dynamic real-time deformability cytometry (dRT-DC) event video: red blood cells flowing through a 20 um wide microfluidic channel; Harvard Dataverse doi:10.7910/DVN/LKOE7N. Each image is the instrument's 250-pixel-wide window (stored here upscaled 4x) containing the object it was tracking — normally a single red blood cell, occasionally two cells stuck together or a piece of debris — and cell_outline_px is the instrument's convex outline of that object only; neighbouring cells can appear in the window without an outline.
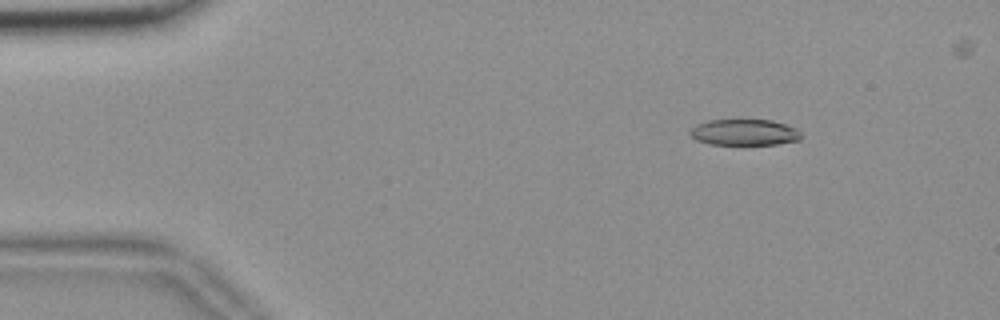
{"species": "common noctule bat (a hibernating species)", "species_latin": "Nyctalus noctula", "temperature_condition": "room temperature", "stored_images_in_passage": 52, "camera_frame_rate_fps": 3000, "um_per_image_px": 0.085, "animal": {"sex": "female", "body_mass_g": 18.4}, "frame": {"image": 1, "passage_image": 8, "time_ms": 2.333, "image_size_px": [1000, 320], "cell_outline_px": [[800, 140], [776, 144], [708, 144], [696, 140], [688, 132], [696, 124], [708, 120], [772, 120], [796, 128], [800, 132]], "centroid_in_image_um": [63.25, 11.24], "position_along_channel_um": 21.8, "area_um2": 16.82}}
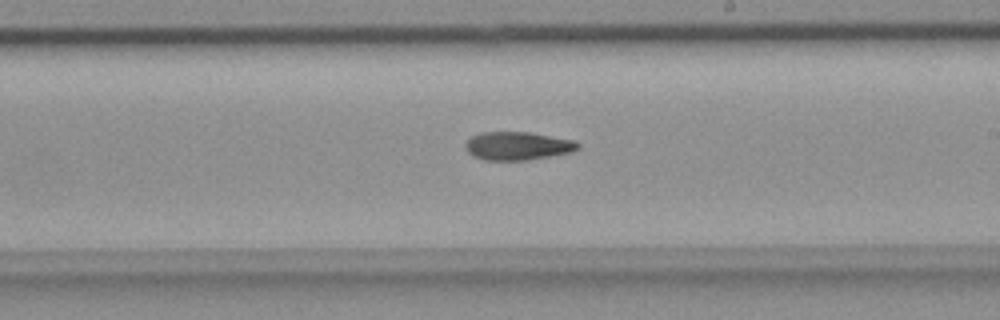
{"frame": {"image": 2, "passage_image": 33, "time_ms": 10.667, "image_size_px": [1000, 320], "cell_outline_px": [[580, 148], [572, 152], [528, 160], [484, 160], [472, 156], [468, 152], [464, 144], [472, 136], [480, 132], [528, 132], [576, 140], [580, 144]], "centroid_in_image_um": [44.02, 12.4], "position_along_channel_um": 245.0, "area_um2": 18.67}}
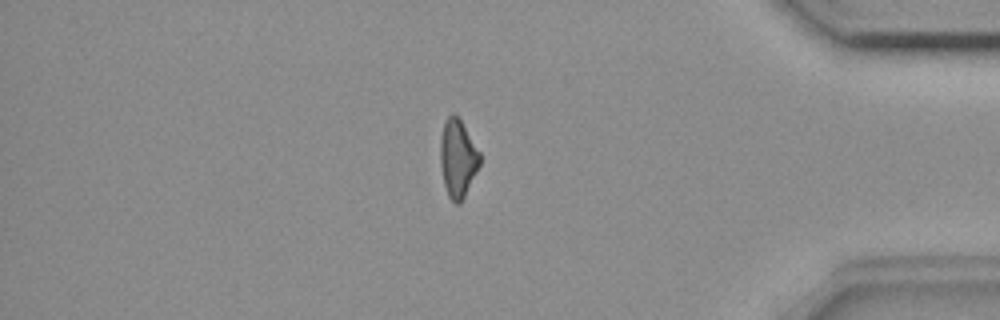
{"frame": {"image": 3, "passage_image": 48, "time_ms": 15.667, "image_size_px": [1000, 320], "cell_outline_px": [[480, 164], [460, 204], [456, 204], [448, 196], [444, 184], [440, 164], [440, 136], [444, 120], [452, 112], [460, 120], [480, 152]], "centroid_in_image_um": [38.89, 13.44], "position_along_channel_um": 396.3, "area_um2": 17.8}}